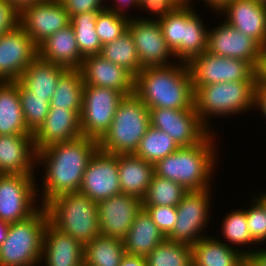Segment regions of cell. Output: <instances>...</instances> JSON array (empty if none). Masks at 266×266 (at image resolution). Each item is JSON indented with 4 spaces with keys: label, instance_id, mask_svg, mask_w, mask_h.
Masks as SVG:
<instances>
[{
    "label": "cell",
    "instance_id": "e575fe53",
    "mask_svg": "<svg viewBox=\"0 0 266 266\" xmlns=\"http://www.w3.org/2000/svg\"><path fill=\"white\" fill-rule=\"evenodd\" d=\"M98 13L99 11H90L70 18V24L72 25L80 54L83 57L100 54L101 52L102 44L96 32V17Z\"/></svg>",
    "mask_w": 266,
    "mask_h": 266
},
{
    "label": "cell",
    "instance_id": "4fadbf2b",
    "mask_svg": "<svg viewBox=\"0 0 266 266\" xmlns=\"http://www.w3.org/2000/svg\"><path fill=\"white\" fill-rule=\"evenodd\" d=\"M209 190L210 188L201 191H188L183 196L176 206L177 222L166 239L192 246L199 239L204 238V235L200 234L208 224L209 197L211 196Z\"/></svg>",
    "mask_w": 266,
    "mask_h": 266
},
{
    "label": "cell",
    "instance_id": "d6a6232c",
    "mask_svg": "<svg viewBox=\"0 0 266 266\" xmlns=\"http://www.w3.org/2000/svg\"><path fill=\"white\" fill-rule=\"evenodd\" d=\"M100 55L108 61L125 68L134 77L143 69L133 37L128 29L116 40L102 45Z\"/></svg>",
    "mask_w": 266,
    "mask_h": 266
},
{
    "label": "cell",
    "instance_id": "f1b7e54d",
    "mask_svg": "<svg viewBox=\"0 0 266 266\" xmlns=\"http://www.w3.org/2000/svg\"><path fill=\"white\" fill-rule=\"evenodd\" d=\"M165 239L152 217L142 208L123 241L126 254L146 257Z\"/></svg>",
    "mask_w": 266,
    "mask_h": 266
},
{
    "label": "cell",
    "instance_id": "277c9868",
    "mask_svg": "<svg viewBox=\"0 0 266 266\" xmlns=\"http://www.w3.org/2000/svg\"><path fill=\"white\" fill-rule=\"evenodd\" d=\"M44 207L49 222L83 246L100 235L98 203L81 192L60 194Z\"/></svg>",
    "mask_w": 266,
    "mask_h": 266
},
{
    "label": "cell",
    "instance_id": "db71d44e",
    "mask_svg": "<svg viewBox=\"0 0 266 266\" xmlns=\"http://www.w3.org/2000/svg\"><path fill=\"white\" fill-rule=\"evenodd\" d=\"M10 223L0 221V244L4 242L8 234Z\"/></svg>",
    "mask_w": 266,
    "mask_h": 266
},
{
    "label": "cell",
    "instance_id": "5b68a950",
    "mask_svg": "<svg viewBox=\"0 0 266 266\" xmlns=\"http://www.w3.org/2000/svg\"><path fill=\"white\" fill-rule=\"evenodd\" d=\"M150 127L149 108L135 94L125 96L113 121L98 140L99 150L107 154H134Z\"/></svg>",
    "mask_w": 266,
    "mask_h": 266
},
{
    "label": "cell",
    "instance_id": "83f0119b",
    "mask_svg": "<svg viewBox=\"0 0 266 266\" xmlns=\"http://www.w3.org/2000/svg\"><path fill=\"white\" fill-rule=\"evenodd\" d=\"M67 68L43 60L39 56L29 64L17 80L32 96L51 101L60 76Z\"/></svg>",
    "mask_w": 266,
    "mask_h": 266
},
{
    "label": "cell",
    "instance_id": "f907efd6",
    "mask_svg": "<svg viewBox=\"0 0 266 266\" xmlns=\"http://www.w3.org/2000/svg\"><path fill=\"white\" fill-rule=\"evenodd\" d=\"M115 2L118 5L117 8L116 7H113V6H111L110 8L109 7H105V8L108 9V10H111V11H115L116 13H119V14H124V13L121 12L122 10H124V9L121 8V7H123V5L124 6H127V5L131 6L133 4V5L139 7V1L138 0H116Z\"/></svg>",
    "mask_w": 266,
    "mask_h": 266
},
{
    "label": "cell",
    "instance_id": "d590c367",
    "mask_svg": "<svg viewBox=\"0 0 266 266\" xmlns=\"http://www.w3.org/2000/svg\"><path fill=\"white\" fill-rule=\"evenodd\" d=\"M179 146L166 132L153 127L147 129L146 134L140 140L134 155L146 162L155 164L169 154L174 153Z\"/></svg>",
    "mask_w": 266,
    "mask_h": 266
},
{
    "label": "cell",
    "instance_id": "8d00e7d4",
    "mask_svg": "<svg viewBox=\"0 0 266 266\" xmlns=\"http://www.w3.org/2000/svg\"><path fill=\"white\" fill-rule=\"evenodd\" d=\"M187 192L182 185L154 175L142 199V206L176 207Z\"/></svg>",
    "mask_w": 266,
    "mask_h": 266
},
{
    "label": "cell",
    "instance_id": "603a6c76",
    "mask_svg": "<svg viewBox=\"0 0 266 266\" xmlns=\"http://www.w3.org/2000/svg\"><path fill=\"white\" fill-rule=\"evenodd\" d=\"M223 12L228 14L225 21L229 25L266 48L265 4L255 0H233Z\"/></svg>",
    "mask_w": 266,
    "mask_h": 266
},
{
    "label": "cell",
    "instance_id": "9a60e30c",
    "mask_svg": "<svg viewBox=\"0 0 266 266\" xmlns=\"http://www.w3.org/2000/svg\"><path fill=\"white\" fill-rule=\"evenodd\" d=\"M38 57V46L18 24L0 35V82H16Z\"/></svg>",
    "mask_w": 266,
    "mask_h": 266
},
{
    "label": "cell",
    "instance_id": "9c48e42d",
    "mask_svg": "<svg viewBox=\"0 0 266 266\" xmlns=\"http://www.w3.org/2000/svg\"><path fill=\"white\" fill-rule=\"evenodd\" d=\"M124 97L118 90L84 84L80 113L82 135L99 140L110 127Z\"/></svg>",
    "mask_w": 266,
    "mask_h": 266
},
{
    "label": "cell",
    "instance_id": "6da1fadb",
    "mask_svg": "<svg viewBox=\"0 0 266 266\" xmlns=\"http://www.w3.org/2000/svg\"><path fill=\"white\" fill-rule=\"evenodd\" d=\"M98 150V140L81 136L37 151V162L46 163L41 206L60 194L79 192L86 167Z\"/></svg>",
    "mask_w": 266,
    "mask_h": 266
},
{
    "label": "cell",
    "instance_id": "681fc988",
    "mask_svg": "<svg viewBox=\"0 0 266 266\" xmlns=\"http://www.w3.org/2000/svg\"><path fill=\"white\" fill-rule=\"evenodd\" d=\"M119 266H148L146 257L126 254Z\"/></svg>",
    "mask_w": 266,
    "mask_h": 266
},
{
    "label": "cell",
    "instance_id": "8992f818",
    "mask_svg": "<svg viewBox=\"0 0 266 266\" xmlns=\"http://www.w3.org/2000/svg\"><path fill=\"white\" fill-rule=\"evenodd\" d=\"M49 221L44 206L20 222L10 223L0 244V266H36L42 259L43 233Z\"/></svg>",
    "mask_w": 266,
    "mask_h": 266
},
{
    "label": "cell",
    "instance_id": "9f6ffc18",
    "mask_svg": "<svg viewBox=\"0 0 266 266\" xmlns=\"http://www.w3.org/2000/svg\"><path fill=\"white\" fill-rule=\"evenodd\" d=\"M255 1L266 5V0H255Z\"/></svg>",
    "mask_w": 266,
    "mask_h": 266
},
{
    "label": "cell",
    "instance_id": "d6986e66",
    "mask_svg": "<svg viewBox=\"0 0 266 266\" xmlns=\"http://www.w3.org/2000/svg\"><path fill=\"white\" fill-rule=\"evenodd\" d=\"M142 210V200L125 193L98 203L100 235L124 240L136 215Z\"/></svg>",
    "mask_w": 266,
    "mask_h": 266
},
{
    "label": "cell",
    "instance_id": "7bdbcfd3",
    "mask_svg": "<svg viewBox=\"0 0 266 266\" xmlns=\"http://www.w3.org/2000/svg\"><path fill=\"white\" fill-rule=\"evenodd\" d=\"M139 6L144 8L146 11H150V13L158 14L161 20L167 14L171 13L176 7L183 6L187 3H190V0H138Z\"/></svg>",
    "mask_w": 266,
    "mask_h": 266
},
{
    "label": "cell",
    "instance_id": "8fae6325",
    "mask_svg": "<svg viewBox=\"0 0 266 266\" xmlns=\"http://www.w3.org/2000/svg\"><path fill=\"white\" fill-rule=\"evenodd\" d=\"M33 177L35 176L0 174V221H24L40 209L33 205L37 195Z\"/></svg>",
    "mask_w": 266,
    "mask_h": 266
},
{
    "label": "cell",
    "instance_id": "ffe728a7",
    "mask_svg": "<svg viewBox=\"0 0 266 266\" xmlns=\"http://www.w3.org/2000/svg\"><path fill=\"white\" fill-rule=\"evenodd\" d=\"M80 71L86 85L111 88L125 96L134 93L135 77L100 54L85 56Z\"/></svg>",
    "mask_w": 266,
    "mask_h": 266
},
{
    "label": "cell",
    "instance_id": "4316f807",
    "mask_svg": "<svg viewBox=\"0 0 266 266\" xmlns=\"http://www.w3.org/2000/svg\"><path fill=\"white\" fill-rule=\"evenodd\" d=\"M222 242L206 236L199 239L192 245L193 266H245L248 264V251L235 250Z\"/></svg>",
    "mask_w": 266,
    "mask_h": 266
},
{
    "label": "cell",
    "instance_id": "ee69618b",
    "mask_svg": "<svg viewBox=\"0 0 266 266\" xmlns=\"http://www.w3.org/2000/svg\"><path fill=\"white\" fill-rule=\"evenodd\" d=\"M65 10L68 12L69 18L90 11H101L105 8L102 0H59ZM103 6V7H102Z\"/></svg>",
    "mask_w": 266,
    "mask_h": 266
},
{
    "label": "cell",
    "instance_id": "52a82bcc",
    "mask_svg": "<svg viewBox=\"0 0 266 266\" xmlns=\"http://www.w3.org/2000/svg\"><path fill=\"white\" fill-rule=\"evenodd\" d=\"M256 82H224L205 86H193L194 109L202 123L207 125V117L227 116L241 113L255 107ZM211 114V115H210Z\"/></svg>",
    "mask_w": 266,
    "mask_h": 266
},
{
    "label": "cell",
    "instance_id": "cb8c5ba5",
    "mask_svg": "<svg viewBox=\"0 0 266 266\" xmlns=\"http://www.w3.org/2000/svg\"><path fill=\"white\" fill-rule=\"evenodd\" d=\"M83 255L84 246L79 241L48 221L43 233L41 256L46 266H84Z\"/></svg>",
    "mask_w": 266,
    "mask_h": 266
},
{
    "label": "cell",
    "instance_id": "d4e9b609",
    "mask_svg": "<svg viewBox=\"0 0 266 266\" xmlns=\"http://www.w3.org/2000/svg\"><path fill=\"white\" fill-rule=\"evenodd\" d=\"M38 56L67 69H80L84 59L71 24L44 40L38 46Z\"/></svg>",
    "mask_w": 266,
    "mask_h": 266
},
{
    "label": "cell",
    "instance_id": "ba28073f",
    "mask_svg": "<svg viewBox=\"0 0 266 266\" xmlns=\"http://www.w3.org/2000/svg\"><path fill=\"white\" fill-rule=\"evenodd\" d=\"M189 3L176 7L158 20L163 36L174 56L189 63L207 50L208 31Z\"/></svg>",
    "mask_w": 266,
    "mask_h": 266
},
{
    "label": "cell",
    "instance_id": "484cf974",
    "mask_svg": "<svg viewBox=\"0 0 266 266\" xmlns=\"http://www.w3.org/2000/svg\"><path fill=\"white\" fill-rule=\"evenodd\" d=\"M117 166L121 193L142 200L155 175L154 164L134 154H118Z\"/></svg>",
    "mask_w": 266,
    "mask_h": 266
},
{
    "label": "cell",
    "instance_id": "7402d4cb",
    "mask_svg": "<svg viewBox=\"0 0 266 266\" xmlns=\"http://www.w3.org/2000/svg\"><path fill=\"white\" fill-rule=\"evenodd\" d=\"M33 161L37 162L33 134L0 135V174L34 175Z\"/></svg>",
    "mask_w": 266,
    "mask_h": 266
},
{
    "label": "cell",
    "instance_id": "44dd1931",
    "mask_svg": "<svg viewBox=\"0 0 266 266\" xmlns=\"http://www.w3.org/2000/svg\"><path fill=\"white\" fill-rule=\"evenodd\" d=\"M83 136L80 116L73 110L49 108L44 123L33 134L36 152L56 143L75 140Z\"/></svg>",
    "mask_w": 266,
    "mask_h": 266
},
{
    "label": "cell",
    "instance_id": "e0dca14e",
    "mask_svg": "<svg viewBox=\"0 0 266 266\" xmlns=\"http://www.w3.org/2000/svg\"><path fill=\"white\" fill-rule=\"evenodd\" d=\"M79 192L96 203L120 194L117 155L98 150L86 167Z\"/></svg>",
    "mask_w": 266,
    "mask_h": 266
},
{
    "label": "cell",
    "instance_id": "f546056e",
    "mask_svg": "<svg viewBox=\"0 0 266 266\" xmlns=\"http://www.w3.org/2000/svg\"><path fill=\"white\" fill-rule=\"evenodd\" d=\"M32 134L25 123L18 81L0 82V135Z\"/></svg>",
    "mask_w": 266,
    "mask_h": 266
},
{
    "label": "cell",
    "instance_id": "11a10c76",
    "mask_svg": "<svg viewBox=\"0 0 266 266\" xmlns=\"http://www.w3.org/2000/svg\"><path fill=\"white\" fill-rule=\"evenodd\" d=\"M265 208L266 210V193L261 194L259 198H256Z\"/></svg>",
    "mask_w": 266,
    "mask_h": 266
},
{
    "label": "cell",
    "instance_id": "2e32d148",
    "mask_svg": "<svg viewBox=\"0 0 266 266\" xmlns=\"http://www.w3.org/2000/svg\"><path fill=\"white\" fill-rule=\"evenodd\" d=\"M131 19L128 21L127 29L133 37L141 67L172 65L173 63L166 60L174 53L164 39L160 23L149 18Z\"/></svg>",
    "mask_w": 266,
    "mask_h": 266
},
{
    "label": "cell",
    "instance_id": "7a4b0ae2",
    "mask_svg": "<svg viewBox=\"0 0 266 266\" xmlns=\"http://www.w3.org/2000/svg\"><path fill=\"white\" fill-rule=\"evenodd\" d=\"M179 63L146 67L135 76L134 93L149 109H194L191 73L187 63Z\"/></svg>",
    "mask_w": 266,
    "mask_h": 266
},
{
    "label": "cell",
    "instance_id": "1f68e13d",
    "mask_svg": "<svg viewBox=\"0 0 266 266\" xmlns=\"http://www.w3.org/2000/svg\"><path fill=\"white\" fill-rule=\"evenodd\" d=\"M125 255L123 240L99 235L84 245V266H119Z\"/></svg>",
    "mask_w": 266,
    "mask_h": 266
},
{
    "label": "cell",
    "instance_id": "c3c4849f",
    "mask_svg": "<svg viewBox=\"0 0 266 266\" xmlns=\"http://www.w3.org/2000/svg\"><path fill=\"white\" fill-rule=\"evenodd\" d=\"M256 85L266 86V48L262 50L260 63L257 68V82Z\"/></svg>",
    "mask_w": 266,
    "mask_h": 266
},
{
    "label": "cell",
    "instance_id": "ac0fdd59",
    "mask_svg": "<svg viewBox=\"0 0 266 266\" xmlns=\"http://www.w3.org/2000/svg\"><path fill=\"white\" fill-rule=\"evenodd\" d=\"M263 48L250 37L240 33L226 21L208 31L207 50L209 53L248 62L256 71Z\"/></svg>",
    "mask_w": 266,
    "mask_h": 266
},
{
    "label": "cell",
    "instance_id": "4dcf8cb0",
    "mask_svg": "<svg viewBox=\"0 0 266 266\" xmlns=\"http://www.w3.org/2000/svg\"><path fill=\"white\" fill-rule=\"evenodd\" d=\"M84 82L80 69H67L59 78L50 108H65L79 116L82 109Z\"/></svg>",
    "mask_w": 266,
    "mask_h": 266
},
{
    "label": "cell",
    "instance_id": "816d5d0a",
    "mask_svg": "<svg viewBox=\"0 0 266 266\" xmlns=\"http://www.w3.org/2000/svg\"><path fill=\"white\" fill-rule=\"evenodd\" d=\"M217 11H223L233 0H203Z\"/></svg>",
    "mask_w": 266,
    "mask_h": 266
},
{
    "label": "cell",
    "instance_id": "f6af8a7d",
    "mask_svg": "<svg viewBox=\"0 0 266 266\" xmlns=\"http://www.w3.org/2000/svg\"><path fill=\"white\" fill-rule=\"evenodd\" d=\"M19 24V11L6 0H0V35Z\"/></svg>",
    "mask_w": 266,
    "mask_h": 266
},
{
    "label": "cell",
    "instance_id": "7dc6e473",
    "mask_svg": "<svg viewBox=\"0 0 266 266\" xmlns=\"http://www.w3.org/2000/svg\"><path fill=\"white\" fill-rule=\"evenodd\" d=\"M248 264L250 266H266V250H249Z\"/></svg>",
    "mask_w": 266,
    "mask_h": 266
},
{
    "label": "cell",
    "instance_id": "5bb4252c",
    "mask_svg": "<svg viewBox=\"0 0 266 266\" xmlns=\"http://www.w3.org/2000/svg\"><path fill=\"white\" fill-rule=\"evenodd\" d=\"M69 24L68 12L59 0H41L19 11V25L37 46Z\"/></svg>",
    "mask_w": 266,
    "mask_h": 266
},
{
    "label": "cell",
    "instance_id": "f35d334b",
    "mask_svg": "<svg viewBox=\"0 0 266 266\" xmlns=\"http://www.w3.org/2000/svg\"><path fill=\"white\" fill-rule=\"evenodd\" d=\"M104 8L96 17V32L102 45L116 40L126 30L129 17Z\"/></svg>",
    "mask_w": 266,
    "mask_h": 266
},
{
    "label": "cell",
    "instance_id": "f5cc1de1",
    "mask_svg": "<svg viewBox=\"0 0 266 266\" xmlns=\"http://www.w3.org/2000/svg\"><path fill=\"white\" fill-rule=\"evenodd\" d=\"M10 3L13 7H15L18 11L28 5H32L35 2H39L41 0H6Z\"/></svg>",
    "mask_w": 266,
    "mask_h": 266
},
{
    "label": "cell",
    "instance_id": "836d02e7",
    "mask_svg": "<svg viewBox=\"0 0 266 266\" xmlns=\"http://www.w3.org/2000/svg\"><path fill=\"white\" fill-rule=\"evenodd\" d=\"M148 266H193L192 246L165 239L147 256Z\"/></svg>",
    "mask_w": 266,
    "mask_h": 266
},
{
    "label": "cell",
    "instance_id": "74e56055",
    "mask_svg": "<svg viewBox=\"0 0 266 266\" xmlns=\"http://www.w3.org/2000/svg\"><path fill=\"white\" fill-rule=\"evenodd\" d=\"M18 93L26 126L34 134L44 123L49 113L50 101L45 97L32 96V92L26 90L19 82Z\"/></svg>",
    "mask_w": 266,
    "mask_h": 266
},
{
    "label": "cell",
    "instance_id": "b9f144b4",
    "mask_svg": "<svg viewBox=\"0 0 266 266\" xmlns=\"http://www.w3.org/2000/svg\"><path fill=\"white\" fill-rule=\"evenodd\" d=\"M152 217L159 230L167 237L177 222V209L174 206H142Z\"/></svg>",
    "mask_w": 266,
    "mask_h": 266
},
{
    "label": "cell",
    "instance_id": "30bf717a",
    "mask_svg": "<svg viewBox=\"0 0 266 266\" xmlns=\"http://www.w3.org/2000/svg\"><path fill=\"white\" fill-rule=\"evenodd\" d=\"M193 86L224 82H257V71L240 59L216 56L208 51L188 63Z\"/></svg>",
    "mask_w": 266,
    "mask_h": 266
},
{
    "label": "cell",
    "instance_id": "7c38bea8",
    "mask_svg": "<svg viewBox=\"0 0 266 266\" xmlns=\"http://www.w3.org/2000/svg\"><path fill=\"white\" fill-rule=\"evenodd\" d=\"M150 126L166 132L179 147L201 143L209 134L195 109L150 108Z\"/></svg>",
    "mask_w": 266,
    "mask_h": 266
},
{
    "label": "cell",
    "instance_id": "bcb514c9",
    "mask_svg": "<svg viewBox=\"0 0 266 266\" xmlns=\"http://www.w3.org/2000/svg\"><path fill=\"white\" fill-rule=\"evenodd\" d=\"M254 105H256V108L259 107V110L262 111L263 116H265L266 119V86L264 85L255 86Z\"/></svg>",
    "mask_w": 266,
    "mask_h": 266
},
{
    "label": "cell",
    "instance_id": "60d3db41",
    "mask_svg": "<svg viewBox=\"0 0 266 266\" xmlns=\"http://www.w3.org/2000/svg\"><path fill=\"white\" fill-rule=\"evenodd\" d=\"M245 210L247 227L252 239L258 244L266 240V210L257 200Z\"/></svg>",
    "mask_w": 266,
    "mask_h": 266
},
{
    "label": "cell",
    "instance_id": "ab89813d",
    "mask_svg": "<svg viewBox=\"0 0 266 266\" xmlns=\"http://www.w3.org/2000/svg\"><path fill=\"white\" fill-rule=\"evenodd\" d=\"M223 235L225 238L236 245H246L247 243L256 244L252 239L248 227L245 210H234L226 215L223 224Z\"/></svg>",
    "mask_w": 266,
    "mask_h": 266
},
{
    "label": "cell",
    "instance_id": "3957f363",
    "mask_svg": "<svg viewBox=\"0 0 266 266\" xmlns=\"http://www.w3.org/2000/svg\"><path fill=\"white\" fill-rule=\"evenodd\" d=\"M213 143L209 134L199 144L179 147L174 153L154 164L155 175L174 181L187 191L208 189L213 165L216 163Z\"/></svg>",
    "mask_w": 266,
    "mask_h": 266
}]
</instances>
